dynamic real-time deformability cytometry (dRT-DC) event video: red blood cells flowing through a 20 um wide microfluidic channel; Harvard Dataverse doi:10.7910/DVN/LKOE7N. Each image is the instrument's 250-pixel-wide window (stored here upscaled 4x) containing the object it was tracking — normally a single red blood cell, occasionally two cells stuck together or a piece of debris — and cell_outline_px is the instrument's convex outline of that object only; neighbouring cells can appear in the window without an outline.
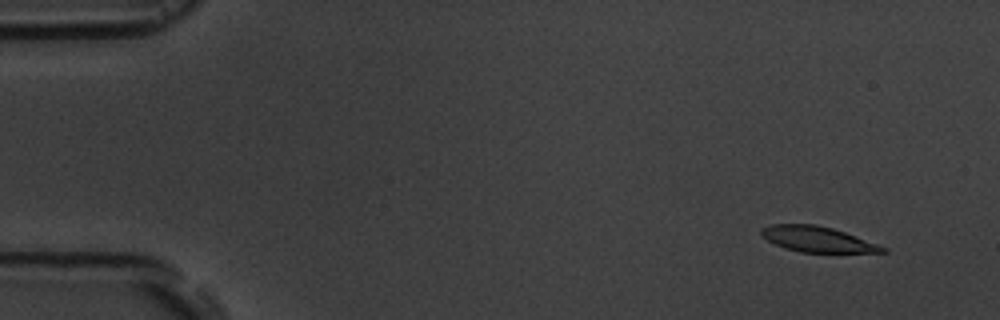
{"species": "common noctule bat (a hibernating species)", "species_latin": "Nyctalus noctula", "temperature_condition": "room temperature", "stored_images_in_passage": 5, "camera_frame_rate_fps": 3000, "um_per_image_px": 0.085, "animal": {"sex": "male", "body_mass_g": 19.5, "forearm_length_mm": 54.6}, "frame": {"image": 1, "passage_image": 2, "time_ms": 1.333, "image_size_px": [1000, 320], "cell_outline_px": [[888, 252], [800, 252], [784, 248], [768, 240], [760, 232], [760, 228], [772, 224], [816, 224], [832, 228], [844, 232], [888, 248]], "centroid_in_image_um": [69.46, 20.33], "position_along_channel_um": 15.5, "area_um2": 17.8}}
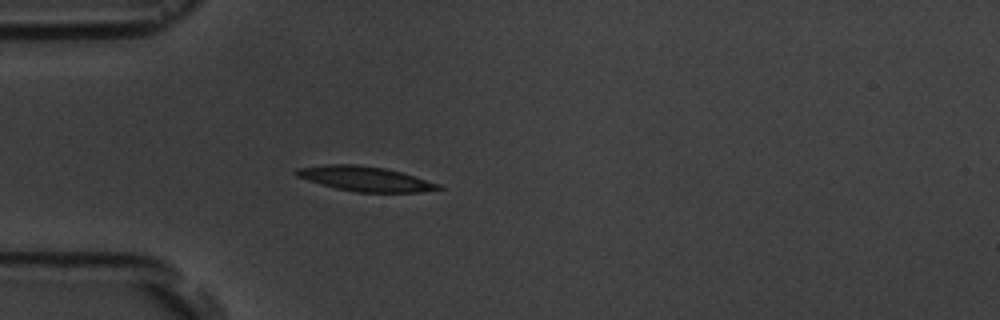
{"frame": {"image": 2, "passage_image": 5, "time_ms": 5.333, "image_size_px": [1000, 320], "cell_outline_px": [[444, 188], [420, 192], [356, 192], [336, 188], [308, 180], [296, 176], [292, 172], [296, 168], [324, 164], [360, 164], [384, 168], [400, 172], [440, 184]], "centroid_in_image_um": [30.99, 15.18], "position_along_channel_um": 54.0, "area_um2": 20.46}}